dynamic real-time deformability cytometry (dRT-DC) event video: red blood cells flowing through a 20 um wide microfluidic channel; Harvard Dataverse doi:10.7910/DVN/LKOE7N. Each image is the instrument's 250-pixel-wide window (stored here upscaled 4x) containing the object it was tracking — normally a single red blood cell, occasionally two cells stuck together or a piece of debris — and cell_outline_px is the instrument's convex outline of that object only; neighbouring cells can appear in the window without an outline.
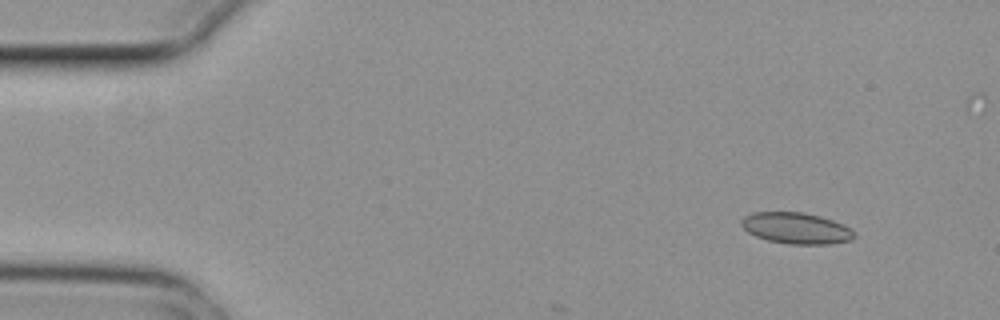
{"species": "common noctule bat (a hibernating species)", "species_latin": "Nyctalus noctula", "temperature_condition": "cold", "stored_images_in_passage": 3, "camera_frame_rate_fps": 3000, "um_per_image_px": 0.085, "animal": {"sex": "female", "body_mass_g": 29.2, "forearm_length_mm": 56.3}, "frame": {"image": 1, "passage_image": 1, "time_ms": 0.0, "image_size_px": [1000, 320], "cell_outline_px": [[856, 236], [852, 240], [832, 244], [788, 244], [768, 240], [756, 236], [748, 232], [740, 224], [740, 220], [744, 216], [752, 212], [804, 212], [820, 216], [844, 224], [856, 232]], "centroid_in_image_um": [67.7, 19.39], "position_along_channel_um": 17.3, "area_um2": 20.75}}